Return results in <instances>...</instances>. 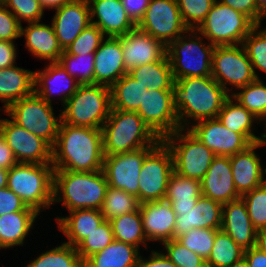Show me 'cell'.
I'll return each instance as SVG.
<instances>
[{
  "label": "cell",
  "instance_id": "1",
  "mask_svg": "<svg viewBox=\"0 0 266 267\" xmlns=\"http://www.w3.org/2000/svg\"><path fill=\"white\" fill-rule=\"evenodd\" d=\"M55 145L60 147L62 154L53 148L51 163L54 170L73 172L102 170L104 161L102 129L74 126L62 122Z\"/></svg>",
  "mask_w": 266,
  "mask_h": 267
},
{
  "label": "cell",
  "instance_id": "2",
  "mask_svg": "<svg viewBox=\"0 0 266 267\" xmlns=\"http://www.w3.org/2000/svg\"><path fill=\"white\" fill-rule=\"evenodd\" d=\"M172 91L178 121L185 114L200 121L210 117L215 119L229 98L225 88H222L212 76L177 79Z\"/></svg>",
  "mask_w": 266,
  "mask_h": 267
},
{
  "label": "cell",
  "instance_id": "3",
  "mask_svg": "<svg viewBox=\"0 0 266 267\" xmlns=\"http://www.w3.org/2000/svg\"><path fill=\"white\" fill-rule=\"evenodd\" d=\"M61 122L101 129L111 110L110 88L100 84H73L66 95Z\"/></svg>",
  "mask_w": 266,
  "mask_h": 267
},
{
  "label": "cell",
  "instance_id": "4",
  "mask_svg": "<svg viewBox=\"0 0 266 267\" xmlns=\"http://www.w3.org/2000/svg\"><path fill=\"white\" fill-rule=\"evenodd\" d=\"M106 122L101 128L104 156L138 150L145 147L146 141L149 145L161 142L137 112L111 108Z\"/></svg>",
  "mask_w": 266,
  "mask_h": 267
},
{
  "label": "cell",
  "instance_id": "5",
  "mask_svg": "<svg viewBox=\"0 0 266 267\" xmlns=\"http://www.w3.org/2000/svg\"><path fill=\"white\" fill-rule=\"evenodd\" d=\"M58 188L63 192L65 200L63 204L67 205L70 211L82 208L101 210L108 182L102 170L95 172L54 170L53 197H56Z\"/></svg>",
  "mask_w": 266,
  "mask_h": 267
},
{
  "label": "cell",
  "instance_id": "6",
  "mask_svg": "<svg viewBox=\"0 0 266 267\" xmlns=\"http://www.w3.org/2000/svg\"><path fill=\"white\" fill-rule=\"evenodd\" d=\"M54 168L47 164L17 163L8 170L7 188L19 196L27 207L39 212L53 197Z\"/></svg>",
  "mask_w": 266,
  "mask_h": 267
},
{
  "label": "cell",
  "instance_id": "7",
  "mask_svg": "<svg viewBox=\"0 0 266 267\" xmlns=\"http://www.w3.org/2000/svg\"><path fill=\"white\" fill-rule=\"evenodd\" d=\"M200 25L198 30L215 46L240 43L255 26L246 15L216 0Z\"/></svg>",
  "mask_w": 266,
  "mask_h": 267
},
{
  "label": "cell",
  "instance_id": "8",
  "mask_svg": "<svg viewBox=\"0 0 266 267\" xmlns=\"http://www.w3.org/2000/svg\"><path fill=\"white\" fill-rule=\"evenodd\" d=\"M5 111L12 116L14 123L43 138L54 148L60 124L53 116L50 103L34 92L11 103Z\"/></svg>",
  "mask_w": 266,
  "mask_h": 267
},
{
  "label": "cell",
  "instance_id": "9",
  "mask_svg": "<svg viewBox=\"0 0 266 267\" xmlns=\"http://www.w3.org/2000/svg\"><path fill=\"white\" fill-rule=\"evenodd\" d=\"M159 145L144 158L138 181L139 203L165 199L167 184L174 171L173 156L162 140Z\"/></svg>",
  "mask_w": 266,
  "mask_h": 267
},
{
  "label": "cell",
  "instance_id": "10",
  "mask_svg": "<svg viewBox=\"0 0 266 267\" xmlns=\"http://www.w3.org/2000/svg\"><path fill=\"white\" fill-rule=\"evenodd\" d=\"M137 113L161 140L167 135H177L179 132L181 123L173 106L172 90L148 89Z\"/></svg>",
  "mask_w": 266,
  "mask_h": 267
},
{
  "label": "cell",
  "instance_id": "11",
  "mask_svg": "<svg viewBox=\"0 0 266 267\" xmlns=\"http://www.w3.org/2000/svg\"><path fill=\"white\" fill-rule=\"evenodd\" d=\"M171 137L167 135L162 141L172 153L174 172L201 181L216 155L190 131L181 137L185 143L179 146L173 145Z\"/></svg>",
  "mask_w": 266,
  "mask_h": 267
},
{
  "label": "cell",
  "instance_id": "12",
  "mask_svg": "<svg viewBox=\"0 0 266 267\" xmlns=\"http://www.w3.org/2000/svg\"><path fill=\"white\" fill-rule=\"evenodd\" d=\"M181 38L182 37L177 36L174 42L172 41L166 46V55L168 57L169 63L171 64L174 80L183 79L186 77L211 76V64L215 45L209 44L207 48H203L201 47L202 44L198 45V43L194 41L186 43L182 42L181 40L180 42ZM180 52L183 53L182 55L186 56L184 57L185 59L180 57ZM181 58L183 59V61ZM192 63H194V65ZM177 67H179V69Z\"/></svg>",
  "mask_w": 266,
  "mask_h": 267
},
{
  "label": "cell",
  "instance_id": "13",
  "mask_svg": "<svg viewBox=\"0 0 266 267\" xmlns=\"http://www.w3.org/2000/svg\"><path fill=\"white\" fill-rule=\"evenodd\" d=\"M136 27L163 43L165 47L175 40L174 35L179 34V37L181 32L189 31L181 18L177 0H151ZM169 37L173 39L168 41L166 38Z\"/></svg>",
  "mask_w": 266,
  "mask_h": 267
},
{
  "label": "cell",
  "instance_id": "14",
  "mask_svg": "<svg viewBox=\"0 0 266 267\" xmlns=\"http://www.w3.org/2000/svg\"><path fill=\"white\" fill-rule=\"evenodd\" d=\"M151 145L131 152L104 156L102 171L108 186L126 191L138 199L139 175Z\"/></svg>",
  "mask_w": 266,
  "mask_h": 267
},
{
  "label": "cell",
  "instance_id": "15",
  "mask_svg": "<svg viewBox=\"0 0 266 267\" xmlns=\"http://www.w3.org/2000/svg\"><path fill=\"white\" fill-rule=\"evenodd\" d=\"M243 53L235 45L215 46L214 48L211 76L225 90L222 78L237 88L244 87L258 79L245 49Z\"/></svg>",
  "mask_w": 266,
  "mask_h": 267
},
{
  "label": "cell",
  "instance_id": "16",
  "mask_svg": "<svg viewBox=\"0 0 266 267\" xmlns=\"http://www.w3.org/2000/svg\"><path fill=\"white\" fill-rule=\"evenodd\" d=\"M0 133L13 151L18 163L48 164L53 147L43 138L30 133L13 121L0 120ZM19 157H23L19 161Z\"/></svg>",
  "mask_w": 266,
  "mask_h": 267
},
{
  "label": "cell",
  "instance_id": "17",
  "mask_svg": "<svg viewBox=\"0 0 266 267\" xmlns=\"http://www.w3.org/2000/svg\"><path fill=\"white\" fill-rule=\"evenodd\" d=\"M201 120L190 132L216 156H233L246 150L253 142L245 135L226 128L217 118Z\"/></svg>",
  "mask_w": 266,
  "mask_h": 267
},
{
  "label": "cell",
  "instance_id": "18",
  "mask_svg": "<svg viewBox=\"0 0 266 267\" xmlns=\"http://www.w3.org/2000/svg\"><path fill=\"white\" fill-rule=\"evenodd\" d=\"M121 47L127 72L135 67L159 61L166 54L163 43L137 27L121 36Z\"/></svg>",
  "mask_w": 266,
  "mask_h": 267
},
{
  "label": "cell",
  "instance_id": "19",
  "mask_svg": "<svg viewBox=\"0 0 266 267\" xmlns=\"http://www.w3.org/2000/svg\"><path fill=\"white\" fill-rule=\"evenodd\" d=\"M89 4L88 0H72L57 9L52 26L63 51L91 24Z\"/></svg>",
  "mask_w": 266,
  "mask_h": 267
},
{
  "label": "cell",
  "instance_id": "20",
  "mask_svg": "<svg viewBox=\"0 0 266 267\" xmlns=\"http://www.w3.org/2000/svg\"><path fill=\"white\" fill-rule=\"evenodd\" d=\"M201 194L222 205L241 198L237 192L229 156H215L201 180Z\"/></svg>",
  "mask_w": 266,
  "mask_h": 267
},
{
  "label": "cell",
  "instance_id": "21",
  "mask_svg": "<svg viewBox=\"0 0 266 267\" xmlns=\"http://www.w3.org/2000/svg\"><path fill=\"white\" fill-rule=\"evenodd\" d=\"M223 205L201 195L196 205L187 211H174L176 222L174 239L194 228L221 229Z\"/></svg>",
  "mask_w": 266,
  "mask_h": 267
},
{
  "label": "cell",
  "instance_id": "22",
  "mask_svg": "<svg viewBox=\"0 0 266 267\" xmlns=\"http://www.w3.org/2000/svg\"><path fill=\"white\" fill-rule=\"evenodd\" d=\"M139 209L145 238L163 242L174 239L176 214L166 199L140 203Z\"/></svg>",
  "mask_w": 266,
  "mask_h": 267
},
{
  "label": "cell",
  "instance_id": "23",
  "mask_svg": "<svg viewBox=\"0 0 266 267\" xmlns=\"http://www.w3.org/2000/svg\"><path fill=\"white\" fill-rule=\"evenodd\" d=\"M126 73L121 37H108L94 53V84L110 88Z\"/></svg>",
  "mask_w": 266,
  "mask_h": 267
},
{
  "label": "cell",
  "instance_id": "24",
  "mask_svg": "<svg viewBox=\"0 0 266 267\" xmlns=\"http://www.w3.org/2000/svg\"><path fill=\"white\" fill-rule=\"evenodd\" d=\"M225 206L227 212L224 211ZM221 230L244 250L256 247L257 230L242 198L223 205Z\"/></svg>",
  "mask_w": 266,
  "mask_h": 267
},
{
  "label": "cell",
  "instance_id": "25",
  "mask_svg": "<svg viewBox=\"0 0 266 267\" xmlns=\"http://www.w3.org/2000/svg\"><path fill=\"white\" fill-rule=\"evenodd\" d=\"M265 143L264 140L253 143L246 150L230 156L234 185L241 196L265 183L259 158L253 151Z\"/></svg>",
  "mask_w": 266,
  "mask_h": 267
},
{
  "label": "cell",
  "instance_id": "26",
  "mask_svg": "<svg viewBox=\"0 0 266 267\" xmlns=\"http://www.w3.org/2000/svg\"><path fill=\"white\" fill-rule=\"evenodd\" d=\"M90 2V0H88ZM93 7L90 8V21L96 14L98 22H91L96 25L103 34L106 33L109 37L118 38L131 30L136 25L128 17L121 0H91Z\"/></svg>",
  "mask_w": 266,
  "mask_h": 267
},
{
  "label": "cell",
  "instance_id": "27",
  "mask_svg": "<svg viewBox=\"0 0 266 267\" xmlns=\"http://www.w3.org/2000/svg\"><path fill=\"white\" fill-rule=\"evenodd\" d=\"M35 72L15 66L0 69V99L7 101L5 107L35 91Z\"/></svg>",
  "mask_w": 266,
  "mask_h": 267
},
{
  "label": "cell",
  "instance_id": "28",
  "mask_svg": "<svg viewBox=\"0 0 266 267\" xmlns=\"http://www.w3.org/2000/svg\"><path fill=\"white\" fill-rule=\"evenodd\" d=\"M137 247L114 240L103 250L83 261V267H137Z\"/></svg>",
  "mask_w": 266,
  "mask_h": 267
},
{
  "label": "cell",
  "instance_id": "29",
  "mask_svg": "<svg viewBox=\"0 0 266 267\" xmlns=\"http://www.w3.org/2000/svg\"><path fill=\"white\" fill-rule=\"evenodd\" d=\"M30 24L26 30L21 26V35L26 33V44L29 50L40 58L52 60V63L58 62L63 50L55 35L53 26L49 27L38 24V22H32Z\"/></svg>",
  "mask_w": 266,
  "mask_h": 267
},
{
  "label": "cell",
  "instance_id": "30",
  "mask_svg": "<svg viewBox=\"0 0 266 267\" xmlns=\"http://www.w3.org/2000/svg\"><path fill=\"white\" fill-rule=\"evenodd\" d=\"M201 195V181L181 176L173 171L167 184L165 199L174 211L192 209Z\"/></svg>",
  "mask_w": 266,
  "mask_h": 267
},
{
  "label": "cell",
  "instance_id": "31",
  "mask_svg": "<svg viewBox=\"0 0 266 267\" xmlns=\"http://www.w3.org/2000/svg\"><path fill=\"white\" fill-rule=\"evenodd\" d=\"M72 216L59 220L60 229L68 236V245H77L104 220L101 210L78 209L70 211Z\"/></svg>",
  "mask_w": 266,
  "mask_h": 267
},
{
  "label": "cell",
  "instance_id": "32",
  "mask_svg": "<svg viewBox=\"0 0 266 267\" xmlns=\"http://www.w3.org/2000/svg\"><path fill=\"white\" fill-rule=\"evenodd\" d=\"M128 74L151 90H172L175 83L166 54L159 61L131 69Z\"/></svg>",
  "mask_w": 266,
  "mask_h": 267
},
{
  "label": "cell",
  "instance_id": "33",
  "mask_svg": "<svg viewBox=\"0 0 266 267\" xmlns=\"http://www.w3.org/2000/svg\"><path fill=\"white\" fill-rule=\"evenodd\" d=\"M147 90V87L126 73L110 87L111 108L137 112Z\"/></svg>",
  "mask_w": 266,
  "mask_h": 267
},
{
  "label": "cell",
  "instance_id": "34",
  "mask_svg": "<svg viewBox=\"0 0 266 267\" xmlns=\"http://www.w3.org/2000/svg\"><path fill=\"white\" fill-rule=\"evenodd\" d=\"M38 214L35 210H22L0 216V247L22 244Z\"/></svg>",
  "mask_w": 266,
  "mask_h": 267
},
{
  "label": "cell",
  "instance_id": "35",
  "mask_svg": "<svg viewBox=\"0 0 266 267\" xmlns=\"http://www.w3.org/2000/svg\"><path fill=\"white\" fill-rule=\"evenodd\" d=\"M255 116L240 104H233L228 98L221 108L217 119L235 133L245 134L253 143L263 141L251 133L252 118Z\"/></svg>",
  "mask_w": 266,
  "mask_h": 267
},
{
  "label": "cell",
  "instance_id": "36",
  "mask_svg": "<svg viewBox=\"0 0 266 267\" xmlns=\"http://www.w3.org/2000/svg\"><path fill=\"white\" fill-rule=\"evenodd\" d=\"M242 249L221 229L216 233L210 255L206 259L207 267H230L244 257Z\"/></svg>",
  "mask_w": 266,
  "mask_h": 267
},
{
  "label": "cell",
  "instance_id": "37",
  "mask_svg": "<svg viewBox=\"0 0 266 267\" xmlns=\"http://www.w3.org/2000/svg\"><path fill=\"white\" fill-rule=\"evenodd\" d=\"M114 239L132 244L138 248V243L144 240L142 217L140 209L123 214L109 221Z\"/></svg>",
  "mask_w": 266,
  "mask_h": 267
},
{
  "label": "cell",
  "instance_id": "38",
  "mask_svg": "<svg viewBox=\"0 0 266 267\" xmlns=\"http://www.w3.org/2000/svg\"><path fill=\"white\" fill-rule=\"evenodd\" d=\"M138 199L126 191L108 186L101 213L105 220H112L139 208Z\"/></svg>",
  "mask_w": 266,
  "mask_h": 267
},
{
  "label": "cell",
  "instance_id": "39",
  "mask_svg": "<svg viewBox=\"0 0 266 267\" xmlns=\"http://www.w3.org/2000/svg\"><path fill=\"white\" fill-rule=\"evenodd\" d=\"M28 267H83L76 248L63 244L33 261Z\"/></svg>",
  "mask_w": 266,
  "mask_h": 267
},
{
  "label": "cell",
  "instance_id": "40",
  "mask_svg": "<svg viewBox=\"0 0 266 267\" xmlns=\"http://www.w3.org/2000/svg\"><path fill=\"white\" fill-rule=\"evenodd\" d=\"M114 240L111 224L108 220H104L77 245L79 248L76 247V250L81 260L84 261L91 255L106 248Z\"/></svg>",
  "mask_w": 266,
  "mask_h": 267
},
{
  "label": "cell",
  "instance_id": "41",
  "mask_svg": "<svg viewBox=\"0 0 266 267\" xmlns=\"http://www.w3.org/2000/svg\"><path fill=\"white\" fill-rule=\"evenodd\" d=\"M220 229L192 228L176 238L183 246L202 256L205 260L210 255L216 233Z\"/></svg>",
  "mask_w": 266,
  "mask_h": 267
},
{
  "label": "cell",
  "instance_id": "42",
  "mask_svg": "<svg viewBox=\"0 0 266 267\" xmlns=\"http://www.w3.org/2000/svg\"><path fill=\"white\" fill-rule=\"evenodd\" d=\"M243 92L234 95L239 104L251 112L255 118L266 116V86L259 79L241 87Z\"/></svg>",
  "mask_w": 266,
  "mask_h": 267
},
{
  "label": "cell",
  "instance_id": "43",
  "mask_svg": "<svg viewBox=\"0 0 266 267\" xmlns=\"http://www.w3.org/2000/svg\"><path fill=\"white\" fill-rule=\"evenodd\" d=\"M241 198L245 202L254 228L257 231L266 228V182L243 194Z\"/></svg>",
  "mask_w": 266,
  "mask_h": 267
},
{
  "label": "cell",
  "instance_id": "44",
  "mask_svg": "<svg viewBox=\"0 0 266 267\" xmlns=\"http://www.w3.org/2000/svg\"><path fill=\"white\" fill-rule=\"evenodd\" d=\"M103 35L96 25L89 24L65 51L71 55L95 53L101 45Z\"/></svg>",
  "mask_w": 266,
  "mask_h": 267
},
{
  "label": "cell",
  "instance_id": "45",
  "mask_svg": "<svg viewBox=\"0 0 266 267\" xmlns=\"http://www.w3.org/2000/svg\"><path fill=\"white\" fill-rule=\"evenodd\" d=\"M167 249V257L177 267H207L206 260L183 246L178 240L171 239L163 242Z\"/></svg>",
  "mask_w": 266,
  "mask_h": 267
},
{
  "label": "cell",
  "instance_id": "46",
  "mask_svg": "<svg viewBox=\"0 0 266 267\" xmlns=\"http://www.w3.org/2000/svg\"><path fill=\"white\" fill-rule=\"evenodd\" d=\"M258 27L259 25H255L245 37L246 44L243 45V49H245L252 66L266 72V31H260L257 36H253Z\"/></svg>",
  "mask_w": 266,
  "mask_h": 267
},
{
  "label": "cell",
  "instance_id": "47",
  "mask_svg": "<svg viewBox=\"0 0 266 267\" xmlns=\"http://www.w3.org/2000/svg\"><path fill=\"white\" fill-rule=\"evenodd\" d=\"M215 0H177L183 23L189 30H193L192 23L188 18L198 23H202Z\"/></svg>",
  "mask_w": 266,
  "mask_h": 267
},
{
  "label": "cell",
  "instance_id": "48",
  "mask_svg": "<svg viewBox=\"0 0 266 267\" xmlns=\"http://www.w3.org/2000/svg\"><path fill=\"white\" fill-rule=\"evenodd\" d=\"M88 56H89V58H88ZM84 58H86V61L89 59L88 60L89 64H88V67L82 72L83 74L80 77V79L77 81V83L79 85H81V84H94V53L71 55V54H68L64 50L63 53L60 55V58H59L58 62L60 63L61 66L64 67L66 72L70 76L73 77V75H74V66L71 67V69H70L71 64H73L72 62L76 63V61H78V60L82 61V59H84Z\"/></svg>",
  "mask_w": 266,
  "mask_h": 267
},
{
  "label": "cell",
  "instance_id": "49",
  "mask_svg": "<svg viewBox=\"0 0 266 267\" xmlns=\"http://www.w3.org/2000/svg\"><path fill=\"white\" fill-rule=\"evenodd\" d=\"M3 6L11 7L15 13L29 23L39 22L43 8L38 0H0Z\"/></svg>",
  "mask_w": 266,
  "mask_h": 267
},
{
  "label": "cell",
  "instance_id": "50",
  "mask_svg": "<svg viewBox=\"0 0 266 267\" xmlns=\"http://www.w3.org/2000/svg\"><path fill=\"white\" fill-rule=\"evenodd\" d=\"M67 76V79L72 78V76H70L66 70L64 69L63 66L60 65L59 62H53L50 64V66L48 68H46L45 72H35V86L37 85L38 82H42L44 81H50L54 79L58 80V79H64ZM63 77V78H62ZM69 77V78H68ZM54 78V79H53ZM66 80V79H65ZM43 90L38 91V89H35V93L41 97L43 100H45L48 103H51L50 101V91L52 92V89L50 87H48L49 85L42 84ZM68 88V87H67ZM54 92V90H53ZM49 96V97H48Z\"/></svg>",
  "mask_w": 266,
  "mask_h": 267
},
{
  "label": "cell",
  "instance_id": "51",
  "mask_svg": "<svg viewBox=\"0 0 266 267\" xmlns=\"http://www.w3.org/2000/svg\"><path fill=\"white\" fill-rule=\"evenodd\" d=\"M2 7L0 2V40L12 42L21 36V23L16 14Z\"/></svg>",
  "mask_w": 266,
  "mask_h": 267
},
{
  "label": "cell",
  "instance_id": "52",
  "mask_svg": "<svg viewBox=\"0 0 266 267\" xmlns=\"http://www.w3.org/2000/svg\"><path fill=\"white\" fill-rule=\"evenodd\" d=\"M22 210L34 209L27 207L22 199L7 187L0 189V216L6 213Z\"/></svg>",
  "mask_w": 266,
  "mask_h": 267
},
{
  "label": "cell",
  "instance_id": "53",
  "mask_svg": "<svg viewBox=\"0 0 266 267\" xmlns=\"http://www.w3.org/2000/svg\"><path fill=\"white\" fill-rule=\"evenodd\" d=\"M222 4L232 7L246 15L255 25H260V18L264 16L256 5V0H222Z\"/></svg>",
  "mask_w": 266,
  "mask_h": 267
},
{
  "label": "cell",
  "instance_id": "54",
  "mask_svg": "<svg viewBox=\"0 0 266 267\" xmlns=\"http://www.w3.org/2000/svg\"><path fill=\"white\" fill-rule=\"evenodd\" d=\"M151 0H121L122 5L132 22L137 25Z\"/></svg>",
  "mask_w": 266,
  "mask_h": 267
},
{
  "label": "cell",
  "instance_id": "55",
  "mask_svg": "<svg viewBox=\"0 0 266 267\" xmlns=\"http://www.w3.org/2000/svg\"><path fill=\"white\" fill-rule=\"evenodd\" d=\"M13 151L6 143L5 138L0 133V168L9 170L17 164Z\"/></svg>",
  "mask_w": 266,
  "mask_h": 267
},
{
  "label": "cell",
  "instance_id": "56",
  "mask_svg": "<svg viewBox=\"0 0 266 267\" xmlns=\"http://www.w3.org/2000/svg\"><path fill=\"white\" fill-rule=\"evenodd\" d=\"M15 46L12 42L0 40V69L13 66Z\"/></svg>",
  "mask_w": 266,
  "mask_h": 267
},
{
  "label": "cell",
  "instance_id": "57",
  "mask_svg": "<svg viewBox=\"0 0 266 267\" xmlns=\"http://www.w3.org/2000/svg\"><path fill=\"white\" fill-rule=\"evenodd\" d=\"M244 258L249 267H266V253L253 247L244 251Z\"/></svg>",
  "mask_w": 266,
  "mask_h": 267
},
{
  "label": "cell",
  "instance_id": "58",
  "mask_svg": "<svg viewBox=\"0 0 266 267\" xmlns=\"http://www.w3.org/2000/svg\"><path fill=\"white\" fill-rule=\"evenodd\" d=\"M137 267H177L166 255L153 252L151 260L144 262L138 259Z\"/></svg>",
  "mask_w": 266,
  "mask_h": 267
},
{
  "label": "cell",
  "instance_id": "59",
  "mask_svg": "<svg viewBox=\"0 0 266 267\" xmlns=\"http://www.w3.org/2000/svg\"><path fill=\"white\" fill-rule=\"evenodd\" d=\"M256 247L266 253V228L257 231Z\"/></svg>",
  "mask_w": 266,
  "mask_h": 267
},
{
  "label": "cell",
  "instance_id": "60",
  "mask_svg": "<svg viewBox=\"0 0 266 267\" xmlns=\"http://www.w3.org/2000/svg\"><path fill=\"white\" fill-rule=\"evenodd\" d=\"M42 8L45 7H55V9L61 8L64 4H67L68 2L72 0H38Z\"/></svg>",
  "mask_w": 266,
  "mask_h": 267
},
{
  "label": "cell",
  "instance_id": "61",
  "mask_svg": "<svg viewBox=\"0 0 266 267\" xmlns=\"http://www.w3.org/2000/svg\"><path fill=\"white\" fill-rule=\"evenodd\" d=\"M8 170L0 168V189L7 187Z\"/></svg>",
  "mask_w": 266,
  "mask_h": 267
},
{
  "label": "cell",
  "instance_id": "62",
  "mask_svg": "<svg viewBox=\"0 0 266 267\" xmlns=\"http://www.w3.org/2000/svg\"><path fill=\"white\" fill-rule=\"evenodd\" d=\"M257 9L265 16L266 15V0H256Z\"/></svg>",
  "mask_w": 266,
  "mask_h": 267
},
{
  "label": "cell",
  "instance_id": "63",
  "mask_svg": "<svg viewBox=\"0 0 266 267\" xmlns=\"http://www.w3.org/2000/svg\"><path fill=\"white\" fill-rule=\"evenodd\" d=\"M230 267H249L247 261L245 260V258L243 257L242 259H240L239 261L235 262L234 264H232Z\"/></svg>",
  "mask_w": 266,
  "mask_h": 267
}]
</instances>
